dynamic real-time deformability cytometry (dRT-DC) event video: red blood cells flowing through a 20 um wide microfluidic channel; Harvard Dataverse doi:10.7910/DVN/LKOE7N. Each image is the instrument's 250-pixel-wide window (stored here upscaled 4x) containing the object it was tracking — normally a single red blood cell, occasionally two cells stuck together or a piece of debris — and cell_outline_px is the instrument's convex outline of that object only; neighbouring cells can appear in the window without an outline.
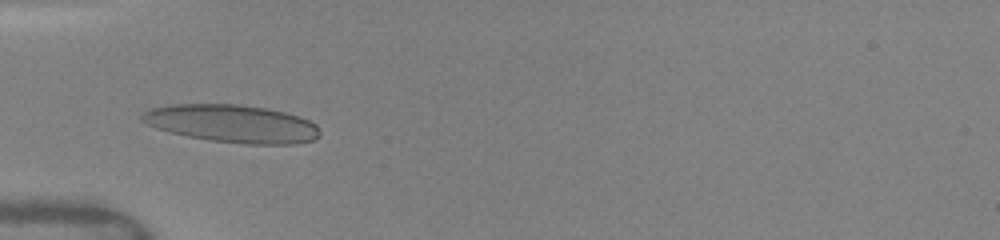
{"species": "human", "species_latin": "Homo sapiens", "temperature_condition": "warm", "stored_images_in_passage": 46, "camera_frame_rate_fps": 3000, "um_per_image_px": 0.085, "donor": {"sex": "female"}, "frame": {"image": 1, "passage_image": 2, "time_ms": 0.333, "image_size_px": [1000, 240], "cell_outline_px": [[320, 136], [312, 140], [296, 144], [248, 144], [212, 140], [188, 136], [156, 128], [140, 120], [140, 116], [144, 112], [152, 108], [172, 104], [236, 104], [268, 108], [300, 116], [316, 124], [320, 132]], "centroid_in_image_um": [19.76, 10.5], "position_along_channel_um": 65.2, "area_um2": 39.02}}
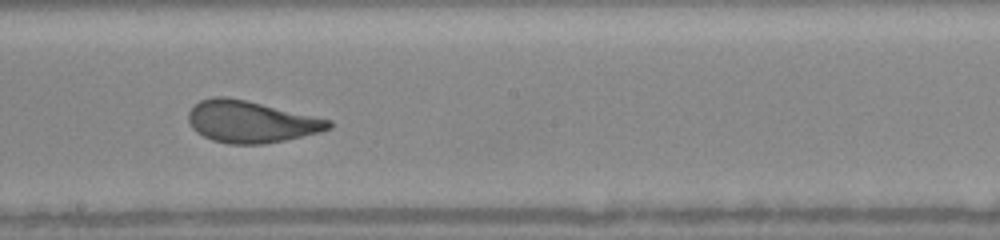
{"frame": {"image": 2, "passage_image": 16, "time_ms": 4.333, "image_size_px": [1000, 240], "cell_outline_px": [[332, 128], [320, 132], [284, 140], [264, 144], [228, 144], [212, 140], [196, 132], [192, 128], [188, 120], [188, 112], [200, 100], [212, 96], [224, 96], [244, 100], [332, 120]], "centroid_in_image_um": [21.31, 10.35], "position_along_channel_um": 226.9, "area_um2": 33.99}}
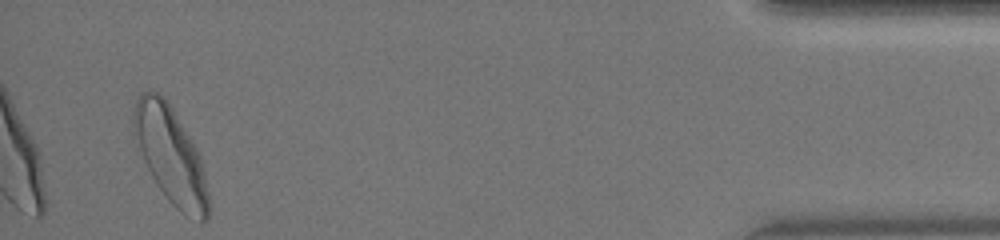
{"frame": {"image": 3, "passage_image": 43, "time_ms": 10.667, "image_size_px": [1000, 240], "cell_outline_px": [[208, 220], [200, 224], [184, 216], [168, 200], [156, 184], [132, 136], [132, 116], [136, 100], [140, 92], [148, 88], [160, 92], [164, 96], [172, 108], [196, 148], [200, 156], [204, 172], [208, 192]], "centroid_in_image_um": [14.47, 13.19], "position_along_channel_um": 420.7, "area_um2": 42.6}, "authors_computed_cell_mechanics": {"area_um2": 35.8071, "velocity_mm_per_s": 4.0825, "shape_relaxation_time_tau1_ms": 3.089, "shape_relaxation_time_tau2_ms": 0.7602, "deformation_change_tau1": 0.1556, "deformation_change_tau2": 0.0728}}